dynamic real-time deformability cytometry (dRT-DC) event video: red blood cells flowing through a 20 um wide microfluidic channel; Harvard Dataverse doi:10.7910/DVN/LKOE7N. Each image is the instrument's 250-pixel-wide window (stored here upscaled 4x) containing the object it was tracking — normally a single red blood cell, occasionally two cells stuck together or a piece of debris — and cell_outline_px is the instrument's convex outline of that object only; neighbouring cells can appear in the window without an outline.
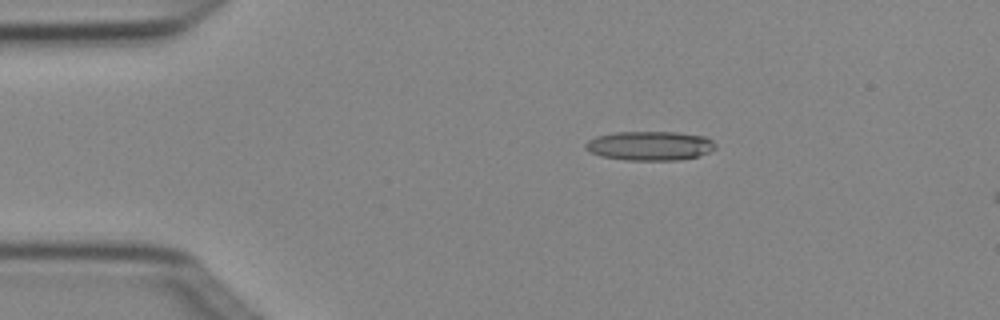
{"species": "Egyptian fruit bat (a non-hibernating species)", "species_latin": "Rousettus aegyptiacus", "temperature_condition": "cold", "stored_images_in_passage": 4, "camera_frame_rate_fps": 3000, "um_per_image_px": 0.085, "animal": {"sex": "female"}, "frame": {"image": 1, "passage_image": 2, "time_ms": 0.333, "image_size_px": [1000, 320], "cell_outline_px": [[716, 148], [700, 156], [680, 160], [628, 160], [600, 156], [584, 148], [584, 144], [588, 140], [596, 136], [616, 132], [676, 132], [704, 136], [712, 140], [716, 144]], "centroid_in_image_um": [55.25, 12.39], "position_along_channel_um": 29.8, "area_um2": 22.2}}